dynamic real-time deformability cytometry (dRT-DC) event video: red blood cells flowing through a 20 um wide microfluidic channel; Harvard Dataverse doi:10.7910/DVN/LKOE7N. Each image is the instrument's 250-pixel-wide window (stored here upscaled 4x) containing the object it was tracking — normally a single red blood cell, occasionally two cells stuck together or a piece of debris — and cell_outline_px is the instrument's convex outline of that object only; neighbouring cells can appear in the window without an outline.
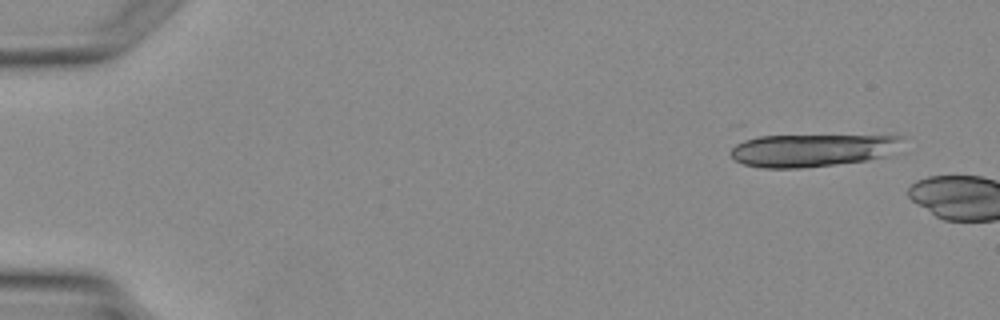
{"species": "Egyptian fruit bat (a non-hibernating species)", "species_latin": "Rousettus aegyptiacus", "temperature_condition": "warm", "stored_images_in_passage": 4, "segment_of_instrument_passage": [2, 2], "camera_frame_rate_fps": 3000, "um_per_image_px": 0.085, "animal": {"sex": "female"}, "frame": {"image": 1, "passage_image": 4, "time_ms": 3.667, "image_size_px": [1000, 320], "cell_outline_px": [[900, 136], [888, 156], [868, 160], [800, 168], [764, 168], [744, 164], [736, 160], [728, 152], [736, 144], [748, 136]], "centroid_in_image_um": [68.86, 12.78], "position_along_channel_um": 16.1, "area_um2": 32.08}}